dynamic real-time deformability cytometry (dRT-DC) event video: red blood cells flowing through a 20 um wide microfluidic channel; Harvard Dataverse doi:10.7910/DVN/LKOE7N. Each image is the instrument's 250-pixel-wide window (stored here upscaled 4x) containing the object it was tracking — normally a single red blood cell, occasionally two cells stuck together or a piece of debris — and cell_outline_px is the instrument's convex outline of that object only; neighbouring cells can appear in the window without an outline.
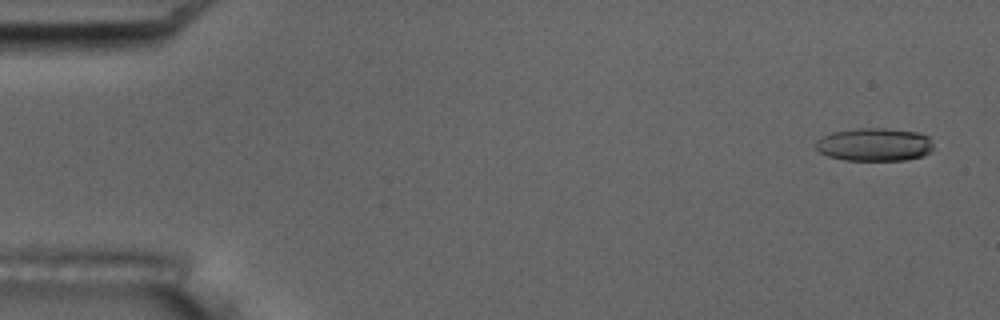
{"species": "common noctule bat (a hibernating species)", "species_latin": "Nyctalus noctula", "temperature_condition": "room temperature", "stored_images_in_passage": 4, "camera_frame_rate_fps": 3000, "um_per_image_px": 0.085, "animal": {"sex": "male", "body_mass_g": 17.5, "forearm_length_mm": 52.3}, "frame": {"image": 1, "passage_image": 1, "time_ms": 0.0, "image_size_px": [1000, 320], "cell_outline_px": [[932, 152], [924, 156], [904, 160], [844, 160], [828, 156], [820, 152], [816, 148], [816, 140], [832, 132], [856, 128], [884, 128], [916, 132], [928, 136], [932, 144]], "centroid_in_image_um": [74.33, 12.29], "position_along_channel_um": 10.7, "area_um2": 22.72}}